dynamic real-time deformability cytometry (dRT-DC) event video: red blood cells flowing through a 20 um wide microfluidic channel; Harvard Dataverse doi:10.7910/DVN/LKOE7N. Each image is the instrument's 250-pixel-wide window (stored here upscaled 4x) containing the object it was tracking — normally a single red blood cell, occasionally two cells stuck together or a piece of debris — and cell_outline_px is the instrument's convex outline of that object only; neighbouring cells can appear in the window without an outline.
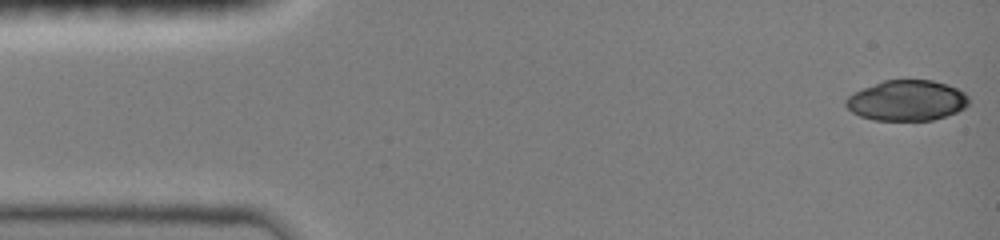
{"species": "common noctule bat (a hibernating species)", "species_latin": "Nyctalus noctula", "temperature_condition": "room temperature", "stored_images_in_passage": 10, "camera_frame_rate_fps": 3000, "um_per_image_px": 0.085, "animal": {"sex": "female", "body_mass_g": 19.0, "forearm_length_mm": 51.5}, "frame": {"image": 1, "passage_image": 1, "time_ms": 0.0, "image_size_px": [1000, 240], "cell_outline_px": [[968, 104], [964, 108], [956, 112], [932, 120], [872, 120], [860, 116], [852, 112], [844, 104], [844, 100], [852, 92], [884, 80], [932, 80], [948, 84], [964, 92], [968, 96]], "centroid_in_image_um": [77.05, 8.54], "position_along_channel_um": 7.9, "area_um2": 29.07}}